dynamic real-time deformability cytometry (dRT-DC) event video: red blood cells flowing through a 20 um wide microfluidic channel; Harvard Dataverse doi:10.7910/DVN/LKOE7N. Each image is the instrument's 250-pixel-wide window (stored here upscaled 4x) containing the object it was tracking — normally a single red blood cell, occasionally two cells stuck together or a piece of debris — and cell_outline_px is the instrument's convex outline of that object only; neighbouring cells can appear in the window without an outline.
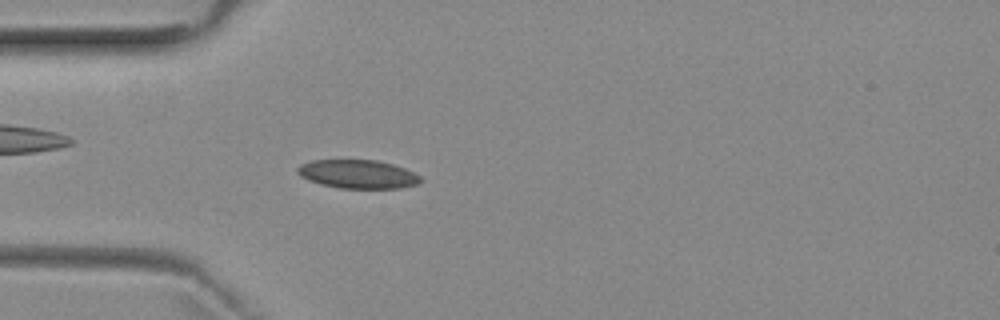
{"species": "common noctule bat (a hibernating species)", "species_latin": "Nyctalus noctula", "temperature_condition": "room temperature", "stored_images_in_passage": 4, "camera_frame_rate_fps": 3000, "um_per_image_px": 0.085, "animal": {"sex": "female", "body_mass_g": 29.2, "forearm_length_mm": 56.3}, "frame": {"image": 1, "passage_image": 4, "time_ms": 3.667, "image_size_px": [1000, 320], "cell_outline_px": [[424, 180], [416, 184], [400, 188], [340, 188], [320, 184], [308, 180], [300, 176], [296, 172], [296, 168], [300, 164], [312, 160], [376, 160], [392, 164], [404, 168], [420, 176]], "centroid_in_image_um": [30.38, 14.8], "position_along_channel_um": 54.6, "area_um2": 20.52}}